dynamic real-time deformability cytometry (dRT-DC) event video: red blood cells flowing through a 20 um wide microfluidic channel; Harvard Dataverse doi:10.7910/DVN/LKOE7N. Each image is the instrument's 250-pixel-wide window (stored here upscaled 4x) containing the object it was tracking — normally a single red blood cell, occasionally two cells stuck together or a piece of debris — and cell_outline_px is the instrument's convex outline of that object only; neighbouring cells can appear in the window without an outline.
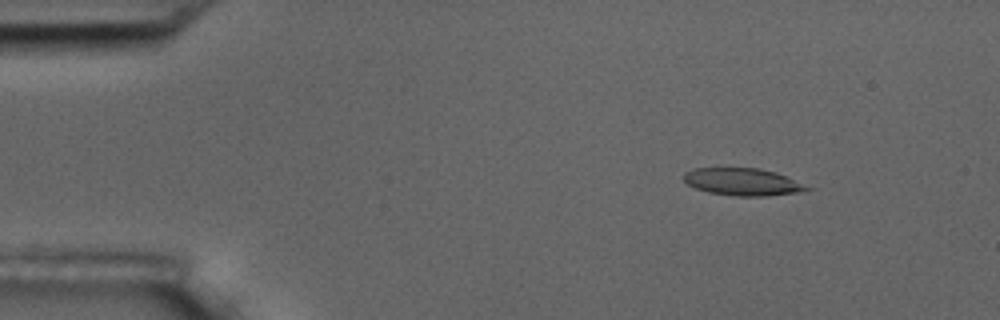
{"species": "common noctule bat (a hibernating species)", "species_latin": "Nyctalus noctula", "temperature_condition": "room temperature", "stored_images_in_passage": 8, "camera_frame_rate_fps": 3000, "um_per_image_px": 0.085, "animal": {"sex": "male", "body_mass_g": 17.5, "forearm_length_mm": 52.3}, "frame": {"image": 1, "passage_image": 3, "time_ms": 2.333, "image_size_px": [1000, 320], "cell_outline_px": [[816, 188], [796, 192], [768, 196], [736, 196], [708, 192], [696, 188], [688, 184], [684, 180], [684, 172], [692, 168], [760, 168], [776, 172]], "centroid_in_image_um": [63.15, 15.45], "position_along_channel_um": 21.8, "area_um2": 19.71}}
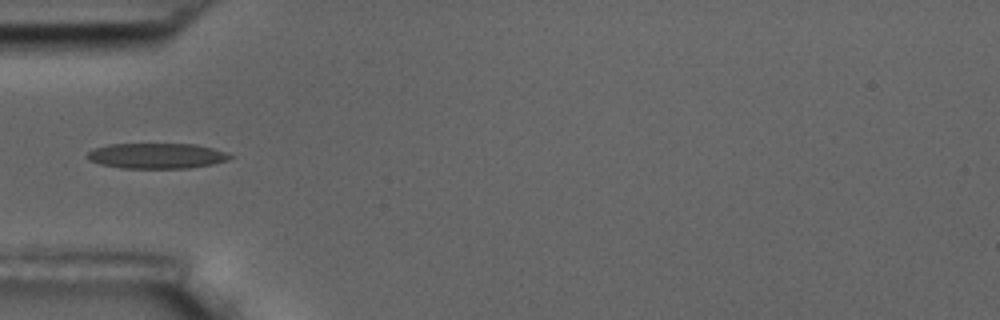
{"frame": {"image": 2, "passage_image": 6, "time_ms": 6.0, "image_size_px": [1000, 320], "cell_outline_px": [[236, 156], [228, 160], [212, 164], [188, 168], [120, 168], [100, 164], [88, 160], [88, 152], [96, 148], [108, 144], [196, 144], [212, 148]], "centroid_in_image_um": [13.33, 13.25], "position_along_channel_um": 71.7, "area_um2": 21.1}}